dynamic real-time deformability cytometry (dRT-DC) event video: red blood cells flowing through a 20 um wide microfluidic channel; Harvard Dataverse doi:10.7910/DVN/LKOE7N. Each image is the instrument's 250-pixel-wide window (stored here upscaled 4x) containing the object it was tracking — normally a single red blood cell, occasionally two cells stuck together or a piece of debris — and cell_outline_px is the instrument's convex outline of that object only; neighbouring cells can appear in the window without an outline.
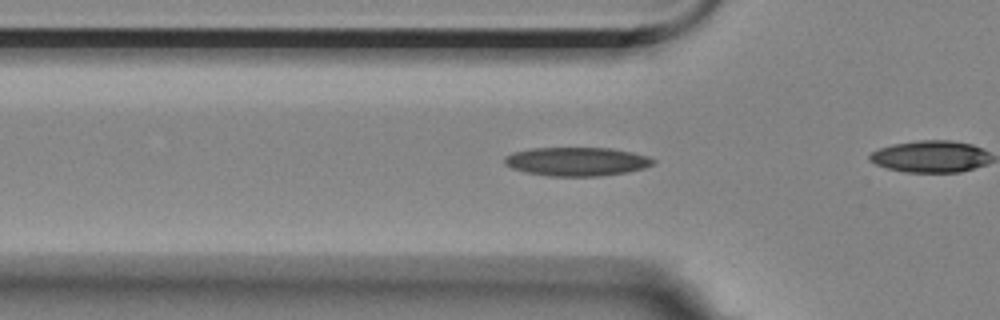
{"species": "Egyptian fruit bat (a non-hibernating species)", "species_latin": "Rousettus aegyptiacus", "temperature_condition": "room temperature", "stored_images_in_passage": 42, "camera_frame_rate_fps": 3000, "um_per_image_px": 0.085, "animal": {"sex": "female"}, "frame": {"image": 1, "passage_image": 10, "time_ms": 3.0, "image_size_px": [1000, 320], "cell_outline_px": [[656, 160], [652, 164], [644, 168], [628, 172], [600, 176], [548, 176], [528, 172], [512, 168], [504, 164], [504, 156], [512, 152], [532, 148], [612, 148], [632, 152], [648, 156]], "centroid_in_image_um": [49.02, 13.72], "position_along_channel_um": 76.8, "area_um2": 24.91}}
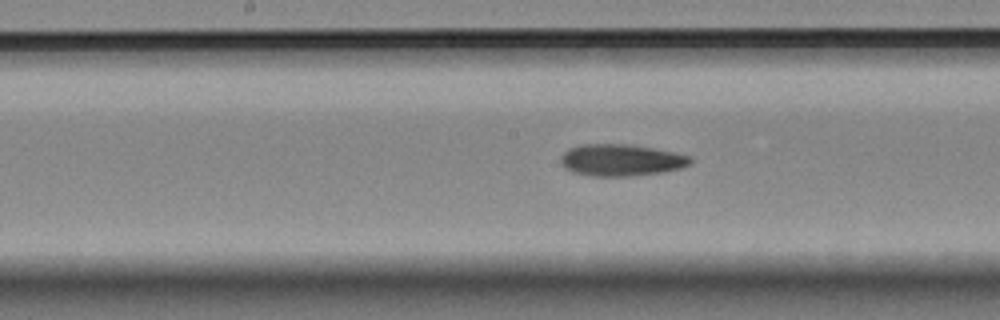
{"frame": {"image": 2, "passage_image": 20, "time_ms": 6.333, "image_size_px": [1000, 320], "cell_outline_px": [[692, 160], [688, 164], [680, 168], [660, 172], [628, 176], [592, 176], [572, 172], [564, 168], [560, 164], [560, 156], [568, 148], [580, 144], [632, 144], [692, 156]], "centroid_in_image_um": [52.72, 13.6], "position_along_channel_um": 195.5, "area_um2": 24.04}}
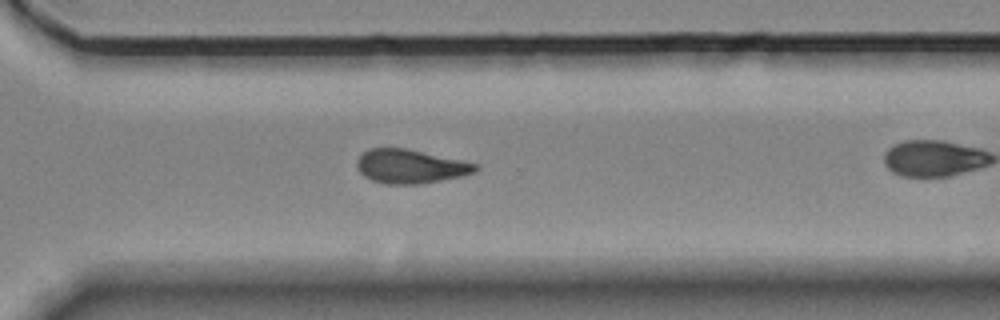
{"frame": {"image": 3, "passage_image": 32, "time_ms": 10.333, "image_size_px": [1000, 320], "cell_outline_px": [[480, 168], [476, 172], [460, 176], [420, 184], [384, 184], [372, 180], [364, 176], [356, 168], [356, 160], [368, 148], [408, 148], [460, 160], [476, 164]], "centroid_in_image_um": [34.84, 14.14], "position_along_channel_um": 335.8, "area_um2": 23.41}, "authors_computed_cell_mechanics": {"area_um2": 23.6113, "velocity_mm_per_s": 3.5183, "shape_relaxation_time_tau1_ms": 8.4872, "shape_relaxation_time_tau2_ms": 8.0499, "deformation_change_tau1": 0.1809, "deformation_change_tau2": 0.1595}}